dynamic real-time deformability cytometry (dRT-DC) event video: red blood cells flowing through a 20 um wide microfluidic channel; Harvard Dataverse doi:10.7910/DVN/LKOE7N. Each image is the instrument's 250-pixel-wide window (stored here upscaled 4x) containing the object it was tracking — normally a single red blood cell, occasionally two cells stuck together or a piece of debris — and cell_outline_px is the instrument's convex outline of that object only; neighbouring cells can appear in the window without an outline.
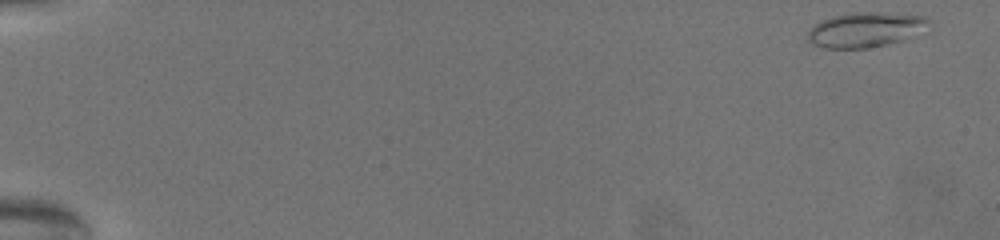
{"species": "common noctule bat (a hibernating species)", "species_latin": "Nyctalus noctula", "temperature_condition": "warm", "stored_images_in_passage": 14, "camera_frame_rate_fps": 3000, "um_per_image_px": 0.085, "animal": {"sex": "female", "body_mass_g": 19.5, "forearm_length_mm": 54.1}, "frame": {"image": 1, "passage_image": 1, "time_ms": 0.0, "image_size_px": [1000, 240], "cell_outline_px": [[928, 20], [900, 40], [884, 44], [864, 48], [824, 48], [812, 44], [808, 40], [808, 32], [820, 20], [832, 16], [852, 12], [880, 12], [924, 16]], "centroid_in_image_um": [73.36, 2.51], "position_along_channel_um": 11.6, "area_um2": 23.41}}